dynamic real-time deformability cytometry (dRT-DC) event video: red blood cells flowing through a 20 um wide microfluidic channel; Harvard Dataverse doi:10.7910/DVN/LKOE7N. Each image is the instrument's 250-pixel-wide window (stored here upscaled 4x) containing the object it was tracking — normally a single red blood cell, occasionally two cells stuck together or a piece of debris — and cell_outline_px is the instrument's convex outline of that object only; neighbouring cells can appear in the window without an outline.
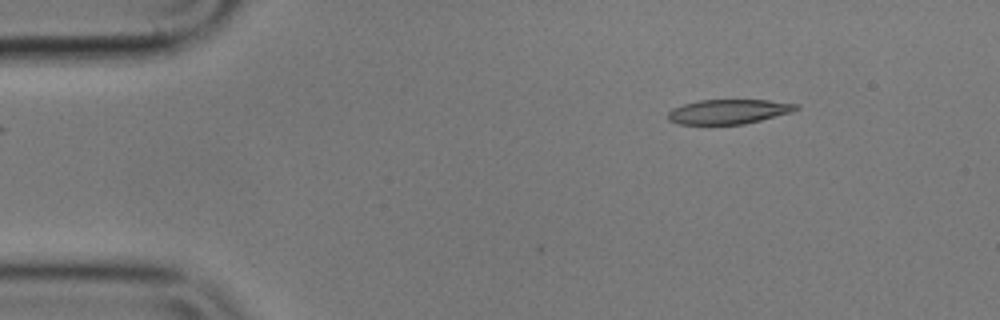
{"species": "common noctule bat (a hibernating species)", "species_latin": "Nyctalus noctula", "temperature_condition": "cold", "stored_images_in_passage": 10, "camera_frame_rate_fps": 3000, "um_per_image_px": 0.085, "animal": {"sex": "male", "body_mass_g": 17.9}, "frame": {"image": 1, "passage_image": 1, "time_ms": 0.0, "image_size_px": [1000, 320], "cell_outline_px": [[800, 108], [792, 112], [744, 124], [676, 124], [668, 120], [668, 112], [672, 108], [684, 104], [700, 100], [768, 100], [800, 104]], "centroid_in_image_um": [61.94, 9.48], "position_along_channel_um": 23.1, "area_um2": 18.38}}